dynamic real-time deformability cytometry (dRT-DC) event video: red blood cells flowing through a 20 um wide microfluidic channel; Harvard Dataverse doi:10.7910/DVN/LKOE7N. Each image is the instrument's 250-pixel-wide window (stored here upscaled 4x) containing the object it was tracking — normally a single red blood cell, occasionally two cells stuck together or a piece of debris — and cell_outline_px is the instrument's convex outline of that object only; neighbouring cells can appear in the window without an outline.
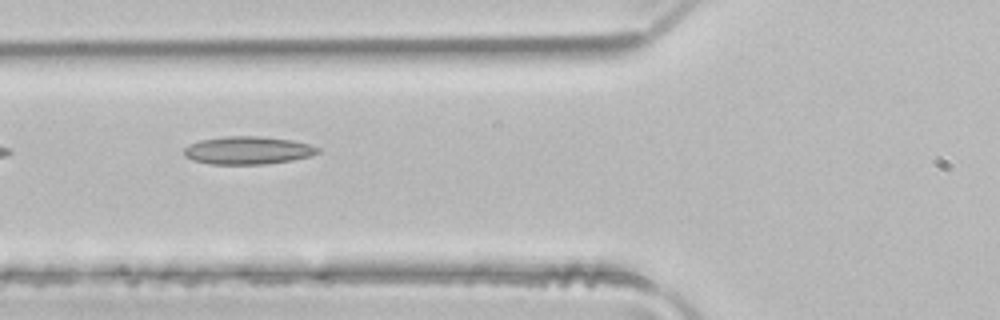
{"species": "common noctule bat (a hibernating species)", "species_latin": "Nyctalus noctula", "temperature_condition": "room temperature", "stored_images_in_passage": 5, "camera_frame_rate_fps": 3000, "um_per_image_px": 0.085, "animal": {"sex": "male", "body_mass_g": 21.5, "forearm_length_mm": 52.0}, "frame": {"image": 1, "passage_image": 4, "time_ms": 1.0, "image_size_px": [1000, 320], "cell_outline_px": [[320, 152], [308, 156], [292, 160], [264, 164], [208, 164], [192, 160], [184, 156], [184, 148], [188, 144], [200, 140], [224, 136], [260, 136], [292, 140], [312, 144], [320, 148]], "centroid_in_image_um": [21.05, 12.77], "position_along_channel_um": 104.8, "area_um2": 21.91}}
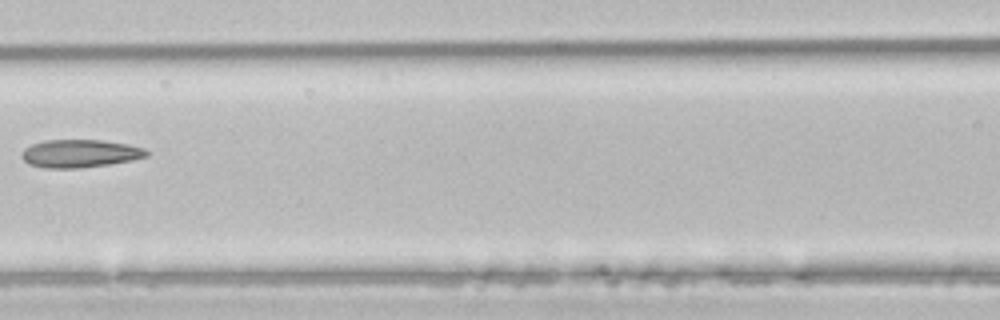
{"frame": {"image": 2, "passage_image": 5, "time_ms": 1.333, "image_size_px": [1000, 320], "cell_outline_px": [[148, 156], [132, 160], [108, 164], [80, 168], [44, 168], [28, 164], [20, 156], [20, 152], [24, 148], [32, 144], [44, 140], [100, 140], [128, 144], [144, 148], [148, 152]], "centroid_in_image_um": [6.75, 13.05], "position_along_channel_um": 159.8, "area_um2": 20.4}}